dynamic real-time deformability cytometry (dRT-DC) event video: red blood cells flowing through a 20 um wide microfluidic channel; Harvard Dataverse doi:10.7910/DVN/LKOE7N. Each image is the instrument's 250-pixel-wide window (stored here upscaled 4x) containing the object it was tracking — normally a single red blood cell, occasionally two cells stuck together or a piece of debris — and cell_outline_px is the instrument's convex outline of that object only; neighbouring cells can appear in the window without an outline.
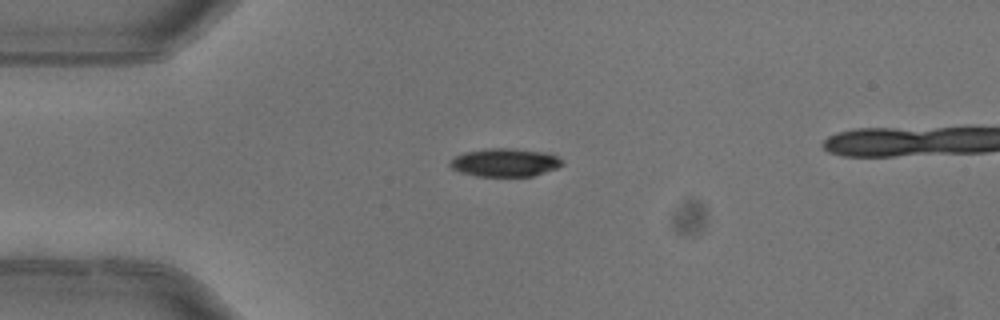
{"species": "common noctule bat (a hibernating species)", "species_latin": "Nyctalus noctula", "temperature_condition": "warm", "stored_images_in_passage": 3, "camera_frame_rate_fps": 3000, "um_per_image_px": 0.085, "animal": {"sex": "female"}, "frame": {"image": 1, "passage_image": 1, "time_ms": 0.0, "image_size_px": [1000, 320], "cell_outline_px": [[564, 164], [556, 168], [532, 176], [476, 176], [460, 172], [452, 168], [448, 164], [456, 156], [464, 152], [488, 148], [512, 148], [548, 152], [556, 156]], "centroid_in_image_um": [42.91, 13.8], "position_along_channel_um": 42.1, "area_um2": 18.38}}